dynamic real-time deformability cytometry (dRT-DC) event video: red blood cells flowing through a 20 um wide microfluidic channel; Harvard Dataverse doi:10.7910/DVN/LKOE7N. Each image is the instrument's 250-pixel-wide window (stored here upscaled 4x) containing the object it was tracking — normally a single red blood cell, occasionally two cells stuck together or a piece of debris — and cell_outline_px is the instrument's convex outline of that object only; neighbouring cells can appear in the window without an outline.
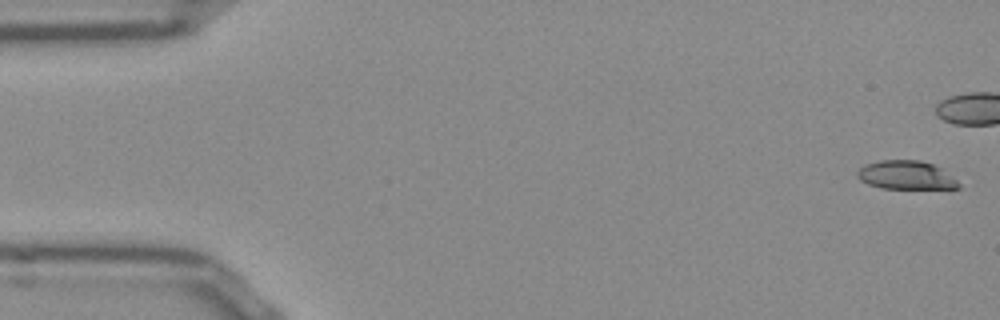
{"species": "Egyptian fruit bat (a non-hibernating species)", "species_latin": "Rousettus aegyptiacus", "temperature_condition": "room temperature", "stored_images_in_passage": 14, "camera_frame_rate_fps": 3000, "um_per_image_px": 0.085, "frame": {"image": 1, "passage_image": 1, "time_ms": 0.0, "image_size_px": [1000, 320], "cell_outline_px": [[960, 188], [880, 188], [868, 184], [860, 180], [856, 176], [856, 172], [864, 164], [880, 160], [920, 160], [944, 168], [960, 184]], "centroid_in_image_um": [77.0, 14.87], "position_along_channel_um": 8.0, "area_um2": 16.99}}